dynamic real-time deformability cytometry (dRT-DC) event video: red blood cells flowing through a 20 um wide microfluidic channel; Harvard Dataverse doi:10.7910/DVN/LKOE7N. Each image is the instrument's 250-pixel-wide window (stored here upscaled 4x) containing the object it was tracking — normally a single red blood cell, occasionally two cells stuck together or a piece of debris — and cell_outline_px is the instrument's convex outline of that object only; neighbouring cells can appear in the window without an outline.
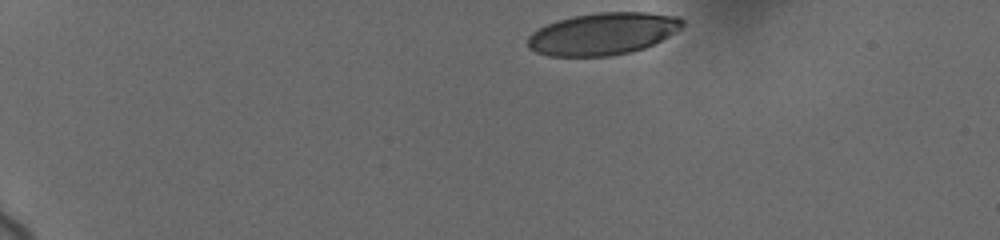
{"species": "human", "species_latin": "Homo sapiens", "temperature_condition": "cold", "stored_images_in_passage": 36, "camera_frame_rate_fps": 3000, "um_per_image_px": 0.085, "donor": {"sex": "female"}, "frame": {"image": 1, "passage_image": 1, "time_ms": 0.0, "image_size_px": [1000, 240], "cell_outline_px": [[684, 24], [676, 32], [644, 48], [632, 52], [608, 56], [548, 56], [536, 52], [528, 48], [528, 36], [532, 32], [556, 20], [572, 16], [596, 12], [648, 12], [680, 16], [684, 20]], "centroid_in_image_um": [51.25, 2.86], "position_along_channel_um": 33.7, "area_um2": 38.15}}
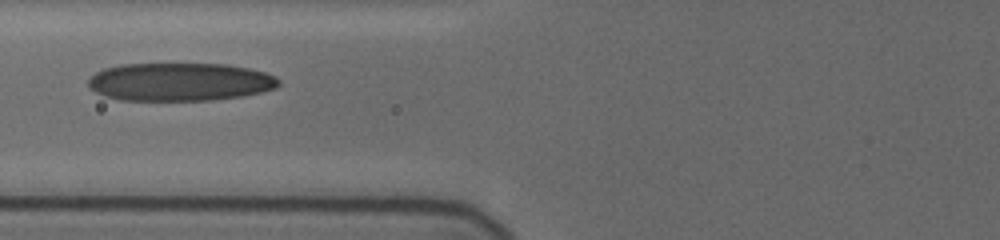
{"frame": {"image": 2, "passage_image": 25, "time_ms": 4.667, "image_size_px": [1000, 240], "cell_outline_px": [[280, 84], [276, 88], [260, 92], [240, 96], [212, 100], [120, 100], [104, 96], [88, 88], [88, 76], [104, 68], [120, 64], [228, 64], [248, 68], [264, 72], [276, 76], [280, 80]], "centroid_in_image_um": [15.25, 6.95], "position_along_channel_um": 110.5, "area_um2": 42.54}}
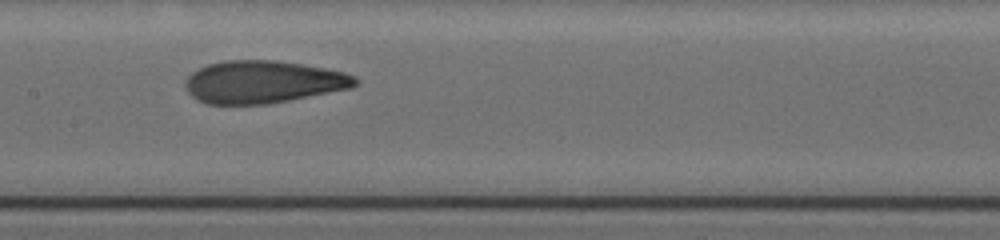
{"frame": {"image": 3, "passage_image": 35, "time_ms": 6.667, "image_size_px": [1000, 240], "cell_outline_px": [[360, 84], [352, 88], [268, 104], [204, 104], [196, 100], [184, 88], [184, 84], [188, 76], [192, 72], [208, 64], [224, 60], [276, 60], [324, 68], [344, 72], [356, 76], [360, 80]], "centroid_in_image_um": [22.37, 6.97], "position_along_channel_um": 185.0, "area_um2": 42.37}}